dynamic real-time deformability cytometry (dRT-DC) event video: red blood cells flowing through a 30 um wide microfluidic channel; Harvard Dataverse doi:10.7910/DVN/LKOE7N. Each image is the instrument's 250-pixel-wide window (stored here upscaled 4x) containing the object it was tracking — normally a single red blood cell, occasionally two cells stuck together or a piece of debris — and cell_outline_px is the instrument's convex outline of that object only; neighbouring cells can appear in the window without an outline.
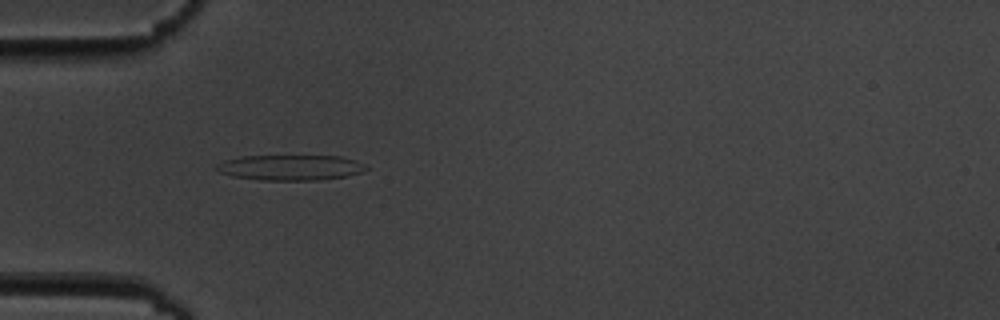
{"species": "common noctule bat (a hibernating species)", "species_latin": "Nyctalus noctula", "temperature_condition": "cold", "stored_images_in_passage": 7, "camera_frame_rate_fps": 3000, "um_per_image_px": 0.085, "animal": {"sex": "male", "body_mass_g": 19.5, "forearm_length_mm": 54.6}, "frame": {"image": 1, "passage_image": 5, "time_ms": 5.333, "image_size_px": [1000, 320], "cell_outline_px": [[372, 168], [364, 172], [344, 176], [320, 180], [264, 180], [232, 176], [220, 172], [212, 168], [216, 164], [224, 160], [240, 156], [340, 156], [356, 160]], "centroid_in_image_um": [24.7, 14.23], "position_along_channel_um": 60.3, "area_um2": 22.37}}
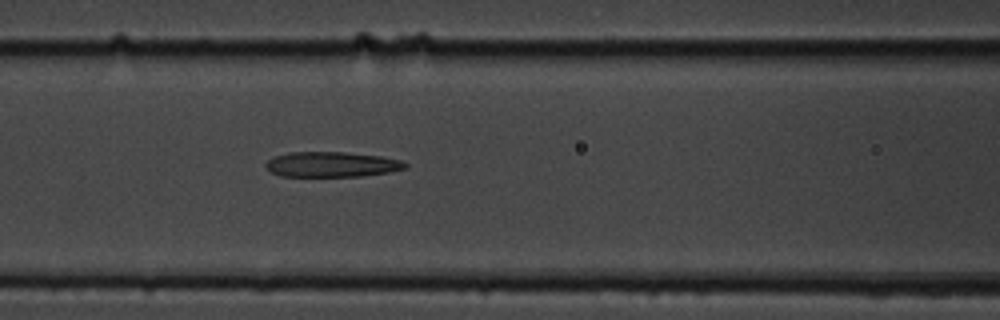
{"frame": {"image": 2, "passage_image": 7, "time_ms": 7.667, "image_size_px": [1000, 320], "cell_outline_px": [[408, 168], [392, 172], [360, 176], [280, 176], [272, 172], [264, 164], [268, 160], [276, 156], [288, 152], [344, 152], [380, 156], [404, 160], [408, 164]], "centroid_in_image_um": [28.27, 13.97], "position_along_channel_um": 138.3, "area_um2": 20.58}}